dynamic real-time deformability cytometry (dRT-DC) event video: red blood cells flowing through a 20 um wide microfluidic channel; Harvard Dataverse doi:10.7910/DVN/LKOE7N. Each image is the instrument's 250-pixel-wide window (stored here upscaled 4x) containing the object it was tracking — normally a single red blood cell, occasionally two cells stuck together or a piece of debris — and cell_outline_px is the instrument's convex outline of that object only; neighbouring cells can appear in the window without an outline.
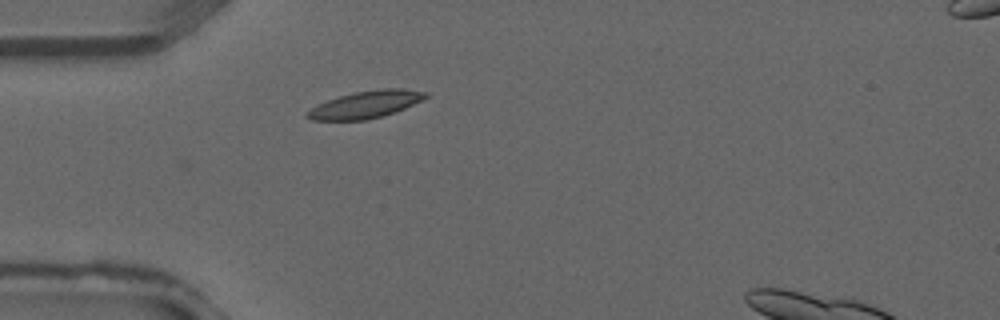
{"species": "common noctule bat (a hibernating species)", "species_latin": "Nyctalus noctula", "temperature_condition": "warm", "stored_images_in_passage": 7, "camera_frame_rate_fps": 3000, "um_per_image_px": 0.085, "animal": {"sex": "male", "forearm_length_mm": 52.5}, "frame": {"image": 1, "passage_image": 7, "time_ms": 2.0, "image_size_px": [1000, 320], "cell_outline_px": [[428, 96], [396, 112], [384, 116], [364, 120], [312, 120], [304, 116], [304, 112], [328, 100], [340, 96], [356, 92], [380, 88], [400, 88], [428, 92]], "centroid_in_image_um": [31.07, 8.89], "position_along_channel_um": 53.9, "area_um2": 18.61}}